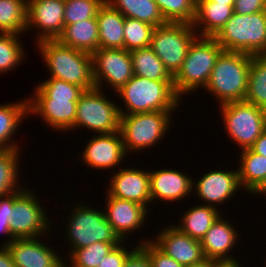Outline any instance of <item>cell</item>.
<instances>
[{
    "label": "cell",
    "instance_id": "40",
    "mask_svg": "<svg viewBox=\"0 0 266 267\" xmlns=\"http://www.w3.org/2000/svg\"><path fill=\"white\" fill-rule=\"evenodd\" d=\"M148 237H144L143 240L136 243L149 255L152 267H184L179 264L172 257L167 256L163 251H161Z\"/></svg>",
    "mask_w": 266,
    "mask_h": 267
},
{
    "label": "cell",
    "instance_id": "36",
    "mask_svg": "<svg viewBox=\"0 0 266 267\" xmlns=\"http://www.w3.org/2000/svg\"><path fill=\"white\" fill-rule=\"evenodd\" d=\"M166 22L193 23L196 15V0H153Z\"/></svg>",
    "mask_w": 266,
    "mask_h": 267
},
{
    "label": "cell",
    "instance_id": "35",
    "mask_svg": "<svg viewBox=\"0 0 266 267\" xmlns=\"http://www.w3.org/2000/svg\"><path fill=\"white\" fill-rule=\"evenodd\" d=\"M121 242H95L90 246L69 251L70 267H97L99 262Z\"/></svg>",
    "mask_w": 266,
    "mask_h": 267
},
{
    "label": "cell",
    "instance_id": "10",
    "mask_svg": "<svg viewBox=\"0 0 266 267\" xmlns=\"http://www.w3.org/2000/svg\"><path fill=\"white\" fill-rule=\"evenodd\" d=\"M99 88L85 90L77 102L73 130L87 128L95 134H107L120 130L119 104L108 99Z\"/></svg>",
    "mask_w": 266,
    "mask_h": 267
},
{
    "label": "cell",
    "instance_id": "31",
    "mask_svg": "<svg viewBox=\"0 0 266 267\" xmlns=\"http://www.w3.org/2000/svg\"><path fill=\"white\" fill-rule=\"evenodd\" d=\"M245 102L266 110V54L251 55Z\"/></svg>",
    "mask_w": 266,
    "mask_h": 267
},
{
    "label": "cell",
    "instance_id": "22",
    "mask_svg": "<svg viewBox=\"0 0 266 267\" xmlns=\"http://www.w3.org/2000/svg\"><path fill=\"white\" fill-rule=\"evenodd\" d=\"M230 223L221 215L205 233L200 242L206 259L218 262L238 260L231 252L239 241V231Z\"/></svg>",
    "mask_w": 266,
    "mask_h": 267
},
{
    "label": "cell",
    "instance_id": "8",
    "mask_svg": "<svg viewBox=\"0 0 266 267\" xmlns=\"http://www.w3.org/2000/svg\"><path fill=\"white\" fill-rule=\"evenodd\" d=\"M69 214L66 231L67 240L71 246L69 251L90 246L95 242H123L107 221L105 211L95 209L80 202Z\"/></svg>",
    "mask_w": 266,
    "mask_h": 267
},
{
    "label": "cell",
    "instance_id": "43",
    "mask_svg": "<svg viewBox=\"0 0 266 267\" xmlns=\"http://www.w3.org/2000/svg\"><path fill=\"white\" fill-rule=\"evenodd\" d=\"M123 267H152L149 255L138 245L127 257Z\"/></svg>",
    "mask_w": 266,
    "mask_h": 267
},
{
    "label": "cell",
    "instance_id": "18",
    "mask_svg": "<svg viewBox=\"0 0 266 267\" xmlns=\"http://www.w3.org/2000/svg\"><path fill=\"white\" fill-rule=\"evenodd\" d=\"M152 242L167 256L175 259L179 264L188 267L204 259L201 242L187 234L180 232L175 226L168 225L157 233Z\"/></svg>",
    "mask_w": 266,
    "mask_h": 267
},
{
    "label": "cell",
    "instance_id": "13",
    "mask_svg": "<svg viewBox=\"0 0 266 267\" xmlns=\"http://www.w3.org/2000/svg\"><path fill=\"white\" fill-rule=\"evenodd\" d=\"M91 56L96 88L103 90V83L106 82L110 89L117 92L134 76L130 51L99 48Z\"/></svg>",
    "mask_w": 266,
    "mask_h": 267
},
{
    "label": "cell",
    "instance_id": "15",
    "mask_svg": "<svg viewBox=\"0 0 266 267\" xmlns=\"http://www.w3.org/2000/svg\"><path fill=\"white\" fill-rule=\"evenodd\" d=\"M94 135L89 138L88 143L86 141V146L78 157L82 159L80 161L93 170L105 171L113 168L114 172V168L118 169L121 165L124 167L123 162L127 154L120 131Z\"/></svg>",
    "mask_w": 266,
    "mask_h": 267
},
{
    "label": "cell",
    "instance_id": "47",
    "mask_svg": "<svg viewBox=\"0 0 266 267\" xmlns=\"http://www.w3.org/2000/svg\"><path fill=\"white\" fill-rule=\"evenodd\" d=\"M218 261L211 259H204L202 262L188 266V267H213Z\"/></svg>",
    "mask_w": 266,
    "mask_h": 267
},
{
    "label": "cell",
    "instance_id": "24",
    "mask_svg": "<svg viewBox=\"0 0 266 267\" xmlns=\"http://www.w3.org/2000/svg\"><path fill=\"white\" fill-rule=\"evenodd\" d=\"M99 33V48L124 49L125 16L106 1L96 16Z\"/></svg>",
    "mask_w": 266,
    "mask_h": 267
},
{
    "label": "cell",
    "instance_id": "11",
    "mask_svg": "<svg viewBox=\"0 0 266 267\" xmlns=\"http://www.w3.org/2000/svg\"><path fill=\"white\" fill-rule=\"evenodd\" d=\"M197 36L191 23L167 22L154 28L150 48L174 76L185 60L190 44Z\"/></svg>",
    "mask_w": 266,
    "mask_h": 267
},
{
    "label": "cell",
    "instance_id": "30",
    "mask_svg": "<svg viewBox=\"0 0 266 267\" xmlns=\"http://www.w3.org/2000/svg\"><path fill=\"white\" fill-rule=\"evenodd\" d=\"M134 75L157 81H173V76L150 48L130 51Z\"/></svg>",
    "mask_w": 266,
    "mask_h": 267
},
{
    "label": "cell",
    "instance_id": "37",
    "mask_svg": "<svg viewBox=\"0 0 266 267\" xmlns=\"http://www.w3.org/2000/svg\"><path fill=\"white\" fill-rule=\"evenodd\" d=\"M154 26L137 19L125 17L124 21V49L132 51L135 49L150 47Z\"/></svg>",
    "mask_w": 266,
    "mask_h": 267
},
{
    "label": "cell",
    "instance_id": "29",
    "mask_svg": "<svg viewBox=\"0 0 266 267\" xmlns=\"http://www.w3.org/2000/svg\"><path fill=\"white\" fill-rule=\"evenodd\" d=\"M125 17L137 19L154 27L167 23L153 0H106Z\"/></svg>",
    "mask_w": 266,
    "mask_h": 267
},
{
    "label": "cell",
    "instance_id": "2",
    "mask_svg": "<svg viewBox=\"0 0 266 267\" xmlns=\"http://www.w3.org/2000/svg\"><path fill=\"white\" fill-rule=\"evenodd\" d=\"M123 107L121 115L154 111L174 112L182 99L176 94L173 81H157L134 75L117 92Z\"/></svg>",
    "mask_w": 266,
    "mask_h": 267
},
{
    "label": "cell",
    "instance_id": "42",
    "mask_svg": "<svg viewBox=\"0 0 266 267\" xmlns=\"http://www.w3.org/2000/svg\"><path fill=\"white\" fill-rule=\"evenodd\" d=\"M234 12L240 15H250L266 11V0H235Z\"/></svg>",
    "mask_w": 266,
    "mask_h": 267
},
{
    "label": "cell",
    "instance_id": "23",
    "mask_svg": "<svg viewBox=\"0 0 266 267\" xmlns=\"http://www.w3.org/2000/svg\"><path fill=\"white\" fill-rule=\"evenodd\" d=\"M233 5L196 0V15L192 26L198 36L215 37L232 16Z\"/></svg>",
    "mask_w": 266,
    "mask_h": 267
},
{
    "label": "cell",
    "instance_id": "50",
    "mask_svg": "<svg viewBox=\"0 0 266 267\" xmlns=\"http://www.w3.org/2000/svg\"><path fill=\"white\" fill-rule=\"evenodd\" d=\"M66 264H67L66 261L65 262L63 261L58 267H66Z\"/></svg>",
    "mask_w": 266,
    "mask_h": 267
},
{
    "label": "cell",
    "instance_id": "4",
    "mask_svg": "<svg viewBox=\"0 0 266 267\" xmlns=\"http://www.w3.org/2000/svg\"><path fill=\"white\" fill-rule=\"evenodd\" d=\"M250 64L251 55L223 50L203 90L212 94L218 105L244 101L248 89Z\"/></svg>",
    "mask_w": 266,
    "mask_h": 267
},
{
    "label": "cell",
    "instance_id": "26",
    "mask_svg": "<svg viewBox=\"0 0 266 267\" xmlns=\"http://www.w3.org/2000/svg\"><path fill=\"white\" fill-rule=\"evenodd\" d=\"M28 116V98L0 105V150L21 149L19 143L16 144L13 140V136L15 133L17 135L19 126Z\"/></svg>",
    "mask_w": 266,
    "mask_h": 267
},
{
    "label": "cell",
    "instance_id": "32",
    "mask_svg": "<svg viewBox=\"0 0 266 267\" xmlns=\"http://www.w3.org/2000/svg\"><path fill=\"white\" fill-rule=\"evenodd\" d=\"M27 0H0V33H26Z\"/></svg>",
    "mask_w": 266,
    "mask_h": 267
},
{
    "label": "cell",
    "instance_id": "25",
    "mask_svg": "<svg viewBox=\"0 0 266 267\" xmlns=\"http://www.w3.org/2000/svg\"><path fill=\"white\" fill-rule=\"evenodd\" d=\"M57 40L74 49L93 53L99 49V33L96 18L84 19L64 26Z\"/></svg>",
    "mask_w": 266,
    "mask_h": 267
},
{
    "label": "cell",
    "instance_id": "21",
    "mask_svg": "<svg viewBox=\"0 0 266 267\" xmlns=\"http://www.w3.org/2000/svg\"><path fill=\"white\" fill-rule=\"evenodd\" d=\"M149 178L151 204L157 199L169 204L192 195L194 178L177 169L158 168L156 171L149 172Z\"/></svg>",
    "mask_w": 266,
    "mask_h": 267
},
{
    "label": "cell",
    "instance_id": "41",
    "mask_svg": "<svg viewBox=\"0 0 266 267\" xmlns=\"http://www.w3.org/2000/svg\"><path fill=\"white\" fill-rule=\"evenodd\" d=\"M128 242H121L119 245L115 246L103 259L99 262L97 267H123L125 260L129 254L138 246H133L132 249L126 248L124 246Z\"/></svg>",
    "mask_w": 266,
    "mask_h": 267
},
{
    "label": "cell",
    "instance_id": "39",
    "mask_svg": "<svg viewBox=\"0 0 266 267\" xmlns=\"http://www.w3.org/2000/svg\"><path fill=\"white\" fill-rule=\"evenodd\" d=\"M25 189L22 187L21 189L9 193L8 195L0 196V234H5L7 240L0 244L1 247H7L15 238L12 236L10 232V220L12 214V208L14 199Z\"/></svg>",
    "mask_w": 266,
    "mask_h": 267
},
{
    "label": "cell",
    "instance_id": "48",
    "mask_svg": "<svg viewBox=\"0 0 266 267\" xmlns=\"http://www.w3.org/2000/svg\"><path fill=\"white\" fill-rule=\"evenodd\" d=\"M257 195V196H266V180L263 182V184L253 193V195ZM259 194V195H258Z\"/></svg>",
    "mask_w": 266,
    "mask_h": 267
},
{
    "label": "cell",
    "instance_id": "7",
    "mask_svg": "<svg viewBox=\"0 0 266 267\" xmlns=\"http://www.w3.org/2000/svg\"><path fill=\"white\" fill-rule=\"evenodd\" d=\"M174 112L154 111L120 116V133L126 154L145 152L166 137ZM168 131V132H167ZM141 150V151H140ZM129 152V153H128Z\"/></svg>",
    "mask_w": 266,
    "mask_h": 267
},
{
    "label": "cell",
    "instance_id": "16",
    "mask_svg": "<svg viewBox=\"0 0 266 267\" xmlns=\"http://www.w3.org/2000/svg\"><path fill=\"white\" fill-rule=\"evenodd\" d=\"M199 179L193 180L192 192L196 194L198 200L201 199V205L219 208L217 205H223L224 202L231 200L230 197L237 196V191L242 190L237 168L233 171L232 169L208 170Z\"/></svg>",
    "mask_w": 266,
    "mask_h": 267
},
{
    "label": "cell",
    "instance_id": "17",
    "mask_svg": "<svg viewBox=\"0 0 266 267\" xmlns=\"http://www.w3.org/2000/svg\"><path fill=\"white\" fill-rule=\"evenodd\" d=\"M146 171L135 167L115 170L107 184H110L107 192L113 197L138 203L148 210L151 197L149 171Z\"/></svg>",
    "mask_w": 266,
    "mask_h": 267
},
{
    "label": "cell",
    "instance_id": "5",
    "mask_svg": "<svg viewBox=\"0 0 266 267\" xmlns=\"http://www.w3.org/2000/svg\"><path fill=\"white\" fill-rule=\"evenodd\" d=\"M222 51V46L214 37L197 36L192 41L185 60L173 76L175 92L181 99L185 94L192 95L197 88H205Z\"/></svg>",
    "mask_w": 266,
    "mask_h": 267
},
{
    "label": "cell",
    "instance_id": "38",
    "mask_svg": "<svg viewBox=\"0 0 266 267\" xmlns=\"http://www.w3.org/2000/svg\"><path fill=\"white\" fill-rule=\"evenodd\" d=\"M106 0H64V26L84 19L96 18Z\"/></svg>",
    "mask_w": 266,
    "mask_h": 267
},
{
    "label": "cell",
    "instance_id": "20",
    "mask_svg": "<svg viewBox=\"0 0 266 267\" xmlns=\"http://www.w3.org/2000/svg\"><path fill=\"white\" fill-rule=\"evenodd\" d=\"M41 239L24 238L14 239L7 249L11 254L15 267H58L65 261L55 247L43 243Z\"/></svg>",
    "mask_w": 266,
    "mask_h": 267
},
{
    "label": "cell",
    "instance_id": "44",
    "mask_svg": "<svg viewBox=\"0 0 266 267\" xmlns=\"http://www.w3.org/2000/svg\"><path fill=\"white\" fill-rule=\"evenodd\" d=\"M250 149L257 154L266 157V130L259 136Z\"/></svg>",
    "mask_w": 266,
    "mask_h": 267
},
{
    "label": "cell",
    "instance_id": "27",
    "mask_svg": "<svg viewBox=\"0 0 266 267\" xmlns=\"http://www.w3.org/2000/svg\"><path fill=\"white\" fill-rule=\"evenodd\" d=\"M185 211L179 219V225L173 226L180 232L199 241H201L213 223L222 215L220 214V209L201 204L191 206V208H187Z\"/></svg>",
    "mask_w": 266,
    "mask_h": 267
},
{
    "label": "cell",
    "instance_id": "9",
    "mask_svg": "<svg viewBox=\"0 0 266 267\" xmlns=\"http://www.w3.org/2000/svg\"><path fill=\"white\" fill-rule=\"evenodd\" d=\"M224 129L241 150L250 148L266 130V111L245 101L219 105Z\"/></svg>",
    "mask_w": 266,
    "mask_h": 267
},
{
    "label": "cell",
    "instance_id": "34",
    "mask_svg": "<svg viewBox=\"0 0 266 267\" xmlns=\"http://www.w3.org/2000/svg\"><path fill=\"white\" fill-rule=\"evenodd\" d=\"M22 35L0 33V74L15 70L24 61V46L21 43ZM20 40V41H19ZM3 73V74H2Z\"/></svg>",
    "mask_w": 266,
    "mask_h": 267
},
{
    "label": "cell",
    "instance_id": "3",
    "mask_svg": "<svg viewBox=\"0 0 266 267\" xmlns=\"http://www.w3.org/2000/svg\"><path fill=\"white\" fill-rule=\"evenodd\" d=\"M45 61L50 78L90 90L95 88L91 53L74 49L56 40L35 43Z\"/></svg>",
    "mask_w": 266,
    "mask_h": 267
},
{
    "label": "cell",
    "instance_id": "33",
    "mask_svg": "<svg viewBox=\"0 0 266 267\" xmlns=\"http://www.w3.org/2000/svg\"><path fill=\"white\" fill-rule=\"evenodd\" d=\"M21 152V149L0 150V196L8 195L23 187V184L20 186L19 183Z\"/></svg>",
    "mask_w": 266,
    "mask_h": 267
},
{
    "label": "cell",
    "instance_id": "28",
    "mask_svg": "<svg viewBox=\"0 0 266 267\" xmlns=\"http://www.w3.org/2000/svg\"><path fill=\"white\" fill-rule=\"evenodd\" d=\"M239 158L240 185L247 195L253 194L266 180V157L246 148L241 150Z\"/></svg>",
    "mask_w": 266,
    "mask_h": 267
},
{
    "label": "cell",
    "instance_id": "14",
    "mask_svg": "<svg viewBox=\"0 0 266 267\" xmlns=\"http://www.w3.org/2000/svg\"><path fill=\"white\" fill-rule=\"evenodd\" d=\"M64 11V0H27L26 32L37 28L36 43L56 40L64 29Z\"/></svg>",
    "mask_w": 266,
    "mask_h": 267
},
{
    "label": "cell",
    "instance_id": "46",
    "mask_svg": "<svg viewBox=\"0 0 266 267\" xmlns=\"http://www.w3.org/2000/svg\"><path fill=\"white\" fill-rule=\"evenodd\" d=\"M213 267H242V265L236 261H219Z\"/></svg>",
    "mask_w": 266,
    "mask_h": 267
},
{
    "label": "cell",
    "instance_id": "6",
    "mask_svg": "<svg viewBox=\"0 0 266 267\" xmlns=\"http://www.w3.org/2000/svg\"><path fill=\"white\" fill-rule=\"evenodd\" d=\"M214 38L224 51L266 54V11L250 15L233 12Z\"/></svg>",
    "mask_w": 266,
    "mask_h": 267
},
{
    "label": "cell",
    "instance_id": "1",
    "mask_svg": "<svg viewBox=\"0 0 266 267\" xmlns=\"http://www.w3.org/2000/svg\"><path fill=\"white\" fill-rule=\"evenodd\" d=\"M28 98L29 116H40L47 128L72 131L76 119L77 102L85 89L55 78L38 83Z\"/></svg>",
    "mask_w": 266,
    "mask_h": 267
},
{
    "label": "cell",
    "instance_id": "12",
    "mask_svg": "<svg viewBox=\"0 0 266 267\" xmlns=\"http://www.w3.org/2000/svg\"><path fill=\"white\" fill-rule=\"evenodd\" d=\"M34 192V193H33ZM35 191L26 188L14 199L10 232L15 239L46 237L53 223Z\"/></svg>",
    "mask_w": 266,
    "mask_h": 267
},
{
    "label": "cell",
    "instance_id": "45",
    "mask_svg": "<svg viewBox=\"0 0 266 267\" xmlns=\"http://www.w3.org/2000/svg\"><path fill=\"white\" fill-rule=\"evenodd\" d=\"M0 267H15L7 247H0Z\"/></svg>",
    "mask_w": 266,
    "mask_h": 267
},
{
    "label": "cell",
    "instance_id": "49",
    "mask_svg": "<svg viewBox=\"0 0 266 267\" xmlns=\"http://www.w3.org/2000/svg\"><path fill=\"white\" fill-rule=\"evenodd\" d=\"M208 1L218 2L221 4H234L235 0H208Z\"/></svg>",
    "mask_w": 266,
    "mask_h": 267
},
{
    "label": "cell",
    "instance_id": "19",
    "mask_svg": "<svg viewBox=\"0 0 266 267\" xmlns=\"http://www.w3.org/2000/svg\"><path fill=\"white\" fill-rule=\"evenodd\" d=\"M106 193L105 216L114 232L125 241L128 234L144 227L149 210L138 203L113 197L107 191Z\"/></svg>",
    "mask_w": 266,
    "mask_h": 267
}]
</instances>
